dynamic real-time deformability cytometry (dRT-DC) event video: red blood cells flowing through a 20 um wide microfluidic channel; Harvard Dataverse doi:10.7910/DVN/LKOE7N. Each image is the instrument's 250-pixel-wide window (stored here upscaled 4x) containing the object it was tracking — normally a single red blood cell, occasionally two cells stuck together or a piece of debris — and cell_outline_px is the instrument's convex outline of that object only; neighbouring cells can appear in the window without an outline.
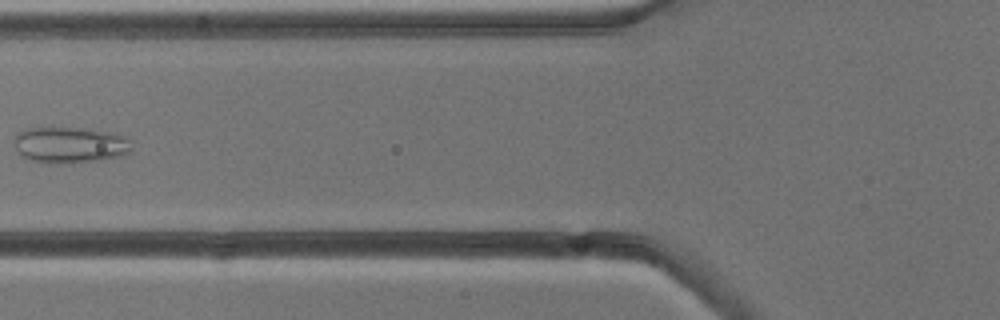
{"species": "common noctule bat (a hibernating species)", "species_latin": "Nyctalus noctula", "temperature_condition": "cold", "stored_images_in_passage": 5, "camera_frame_rate_fps": 3000, "um_per_image_px": 0.085, "animal": {"sex": "male", "body_mass_g": 13.3}, "frame": {"image": 1, "passage_image": 4, "time_ms": 3.667, "image_size_px": [1000, 320], "cell_outline_px": [[132, 148], [124, 156], [104, 160], [72, 164], [44, 164], [28, 160], [20, 156], [12, 140], [20, 132], [28, 128], [84, 128], [108, 132], [124, 136]], "centroid_in_image_um": [5.91, 12.36], "position_along_channel_um": 119.9, "area_um2": 25.26}}